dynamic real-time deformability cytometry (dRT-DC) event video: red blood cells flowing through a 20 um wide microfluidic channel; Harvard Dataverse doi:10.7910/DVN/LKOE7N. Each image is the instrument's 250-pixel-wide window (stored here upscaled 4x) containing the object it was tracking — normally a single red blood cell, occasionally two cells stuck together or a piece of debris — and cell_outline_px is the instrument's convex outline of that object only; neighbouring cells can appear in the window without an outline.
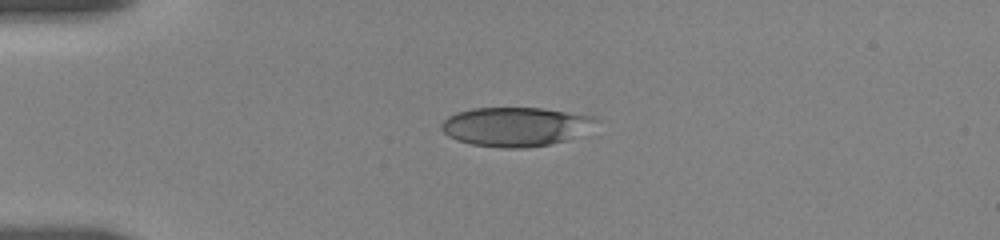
{"species": "human", "species_latin": "Homo sapiens", "temperature_condition": "room temperature", "stored_images_in_passage": 4, "camera_frame_rate_fps": 3000, "um_per_image_px": 0.085, "donor": {"sex": "female"}, "frame": {"image": 1, "passage_image": 2, "time_ms": 1.0, "image_size_px": [1000, 240], "cell_outline_px": [[604, 120], [564, 140], [548, 144], [524, 148], [504, 148], [472, 144], [456, 140], [448, 136], [440, 128], [440, 124], [448, 116], [456, 112], [472, 108], [544, 108], [596, 116]], "centroid_in_image_um": [43.8, 10.74], "position_along_channel_um": 41.2, "area_um2": 35.14}}
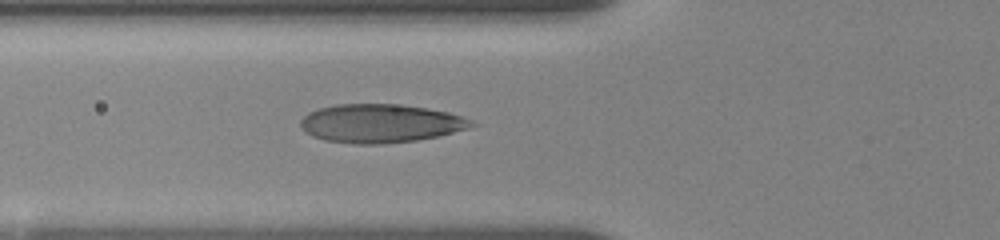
{"frame": {"image": 2, "passage_image": 4, "time_ms": 3.333, "image_size_px": [1000, 240], "cell_outline_px": [[476, 124], [468, 128], [436, 136], [416, 140], [380, 144], [356, 144], [324, 140], [312, 136], [300, 124], [300, 120], [308, 112], [320, 108], [336, 104], [400, 104], [428, 108], [448, 112], [472, 120]], "centroid_in_image_um": [32.33, 10.48], "position_along_channel_um": 93.5, "area_um2": 38.15}}